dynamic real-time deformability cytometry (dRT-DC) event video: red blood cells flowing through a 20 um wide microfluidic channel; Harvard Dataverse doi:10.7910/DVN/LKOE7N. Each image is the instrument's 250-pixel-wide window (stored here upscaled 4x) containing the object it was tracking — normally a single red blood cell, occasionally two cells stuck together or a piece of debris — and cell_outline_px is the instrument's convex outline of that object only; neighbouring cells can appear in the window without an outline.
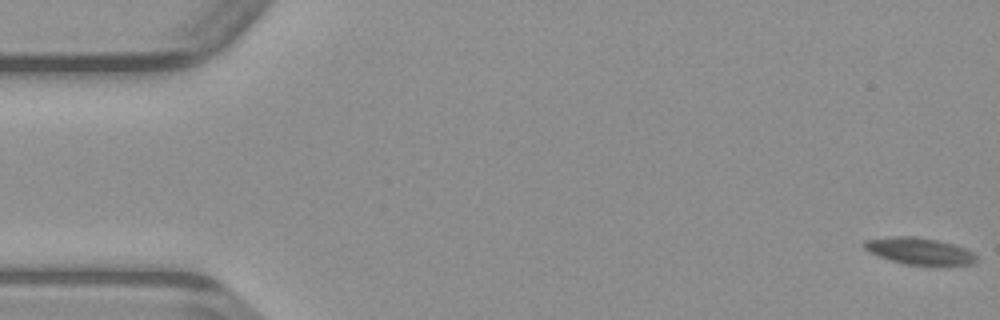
{"species": "common noctule bat (a hibernating species)", "species_latin": "Nyctalus noctula", "temperature_condition": "warm", "stored_images_in_passage": 52, "camera_frame_rate_fps": 3000, "um_per_image_px": 0.085, "animal": {"sex": "male", "body_mass_g": 23.1, "forearm_length_mm": 52.7}, "frame": {"image": 1, "passage_image": 1, "time_ms": 0.0, "image_size_px": [1000, 320], "cell_outline_px": [[976, 260], [972, 264], [904, 264], [880, 256], [864, 248], [864, 240], [892, 236], [916, 236], [936, 240], [952, 244], [964, 248], [972, 252], [976, 256]], "centroid_in_image_um": [78.13, 21.31], "position_along_channel_um": 6.9, "area_um2": 16.94}}
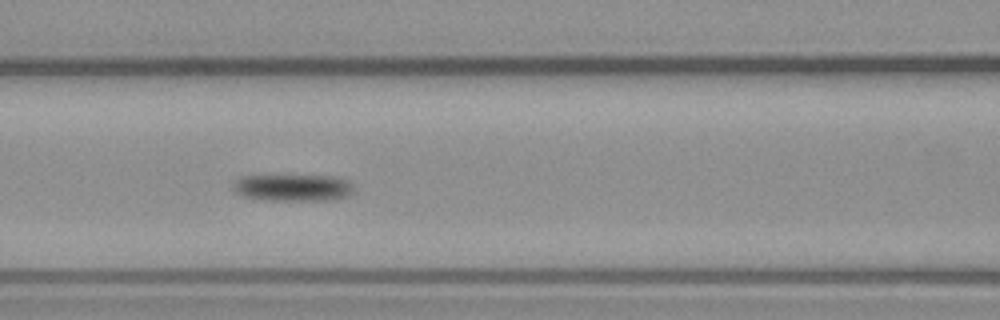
{"frame": {"image": 2, "passage_image": 22, "time_ms": 7.0, "image_size_px": [1000, 320], "cell_outline_px": [[352, 192], [348, 196], [332, 200], [252, 200], [240, 196], [232, 188], [232, 184], [236, 180], [244, 176], [332, 176], [348, 180], [352, 184]], "centroid_in_image_um": [24.85, 15.97], "position_along_channel_um": 141.7, "area_um2": 19.07}}
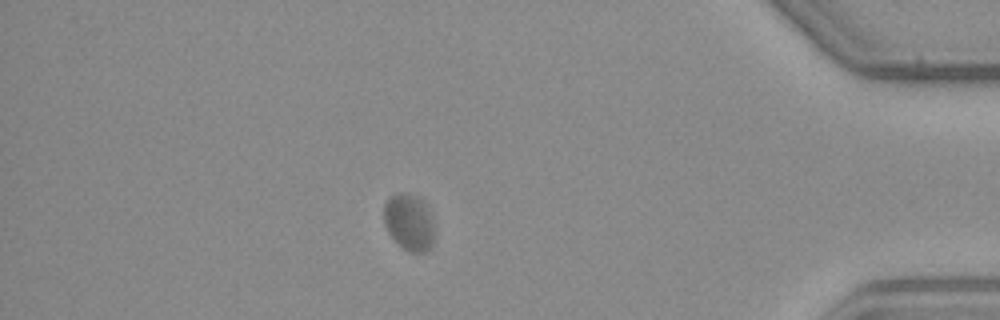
{"frame": {"image": 3, "passage_image": 45, "time_ms": 14.667, "image_size_px": [1000, 320], "cell_outline_px": [[432, 244], [424, 252], [412, 252], [404, 248], [388, 232], [384, 224], [384, 204], [396, 192], [400, 192], [416, 196], [424, 204], [432, 220]], "centroid_in_image_um": [34.73, 18.87], "position_along_channel_um": 400.5, "area_um2": 16.01}}